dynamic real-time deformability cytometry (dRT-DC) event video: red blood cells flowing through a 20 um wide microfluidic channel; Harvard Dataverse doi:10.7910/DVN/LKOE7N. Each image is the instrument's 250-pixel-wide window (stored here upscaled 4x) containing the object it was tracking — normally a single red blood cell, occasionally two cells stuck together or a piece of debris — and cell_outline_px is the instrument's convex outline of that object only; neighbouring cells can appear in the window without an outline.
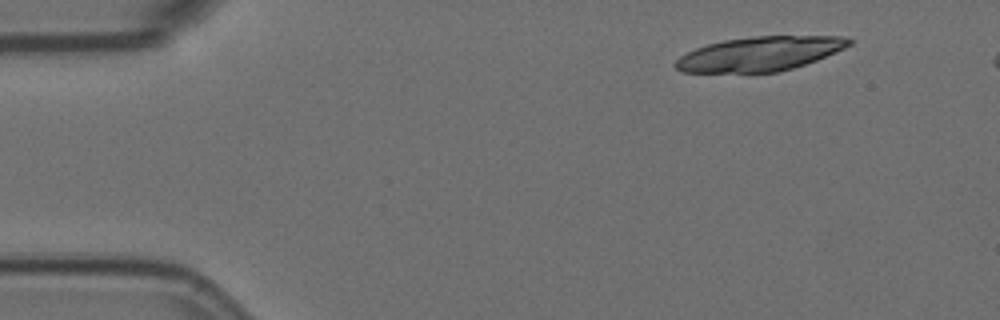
{"species": "Egyptian fruit bat (a non-hibernating species)", "species_latin": "Rousettus aegyptiacus", "temperature_condition": "room temperature", "stored_images_in_passage": 4, "segment_of_instrument_passage": [2, 2], "camera_frame_rate_fps": 3000, "um_per_image_px": 0.085, "animal": {"sex": "female"}, "frame": {"image": 1, "passage_image": 4, "time_ms": 1.0, "image_size_px": [1000, 320], "cell_outline_px": [[856, 40], [852, 44], [836, 52], [816, 60], [792, 68], [776, 72], [680, 72], [672, 64], [680, 56], [696, 48], [708, 44], [724, 40], [752, 36], [840, 36]], "centroid_in_image_um": [64.58, 4.57], "position_along_channel_um": 20.4, "area_um2": 34.62}}